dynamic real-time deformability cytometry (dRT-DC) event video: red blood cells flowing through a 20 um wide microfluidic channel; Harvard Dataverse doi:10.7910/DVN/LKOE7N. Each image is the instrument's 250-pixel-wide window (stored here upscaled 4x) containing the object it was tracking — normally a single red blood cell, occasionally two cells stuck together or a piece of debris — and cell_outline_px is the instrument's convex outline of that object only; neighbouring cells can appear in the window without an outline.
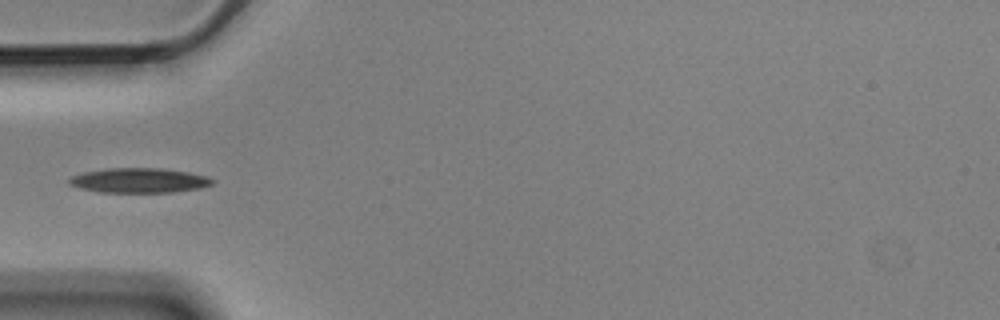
{"species": "Egyptian fruit bat (a non-hibernating species)", "species_latin": "Rousettus aegyptiacus", "temperature_condition": "cold", "stored_images_in_passage": 4, "camera_frame_rate_fps": 3000, "um_per_image_px": 0.085, "animal": {"sex": "male"}, "frame": {"image": 1, "passage_image": 4, "time_ms": 1.0, "image_size_px": [1000, 320], "cell_outline_px": [[216, 180], [212, 184], [200, 188], [172, 192], [100, 192], [80, 188], [68, 184], [68, 176], [84, 172], [108, 168], [160, 168], [188, 172], [208, 176]], "centroid_in_image_um": [11.81, 15.33], "position_along_channel_um": 73.2, "area_um2": 20.75}}